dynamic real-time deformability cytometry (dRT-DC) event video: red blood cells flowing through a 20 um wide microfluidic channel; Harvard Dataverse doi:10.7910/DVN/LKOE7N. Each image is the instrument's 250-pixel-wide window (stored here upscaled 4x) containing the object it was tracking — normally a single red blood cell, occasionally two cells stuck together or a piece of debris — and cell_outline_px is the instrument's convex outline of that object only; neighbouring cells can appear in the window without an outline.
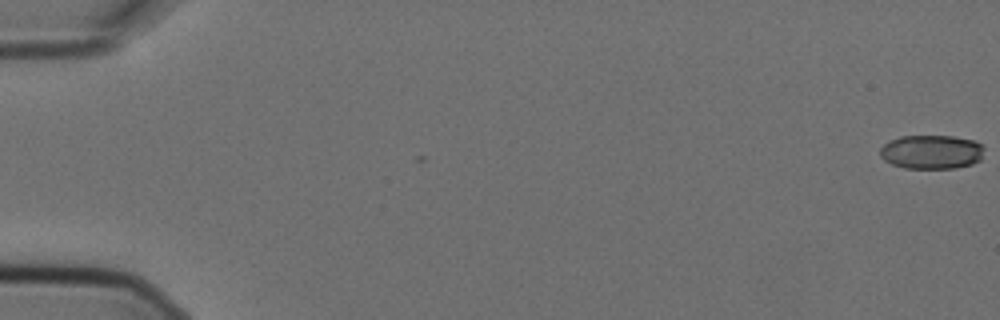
{"species": "Egyptian fruit bat (a non-hibernating species)", "species_latin": "Rousettus aegyptiacus", "temperature_condition": "cold", "stored_images_in_passage": 2, "camera_frame_rate_fps": 3000, "um_per_image_px": 0.085, "animal": {"sex": "female"}, "frame": {"image": 1, "passage_image": 1, "time_ms": 0.0, "image_size_px": [1000, 320], "cell_outline_px": [[984, 148], [980, 160], [972, 164], [956, 168], [904, 168], [892, 164], [884, 160], [880, 156], [880, 148], [884, 144], [900, 136], [952, 136], [976, 140], [984, 144]], "centroid_in_image_um": [79.21, 12.91], "position_along_channel_um": 5.8, "area_um2": 20.81}}